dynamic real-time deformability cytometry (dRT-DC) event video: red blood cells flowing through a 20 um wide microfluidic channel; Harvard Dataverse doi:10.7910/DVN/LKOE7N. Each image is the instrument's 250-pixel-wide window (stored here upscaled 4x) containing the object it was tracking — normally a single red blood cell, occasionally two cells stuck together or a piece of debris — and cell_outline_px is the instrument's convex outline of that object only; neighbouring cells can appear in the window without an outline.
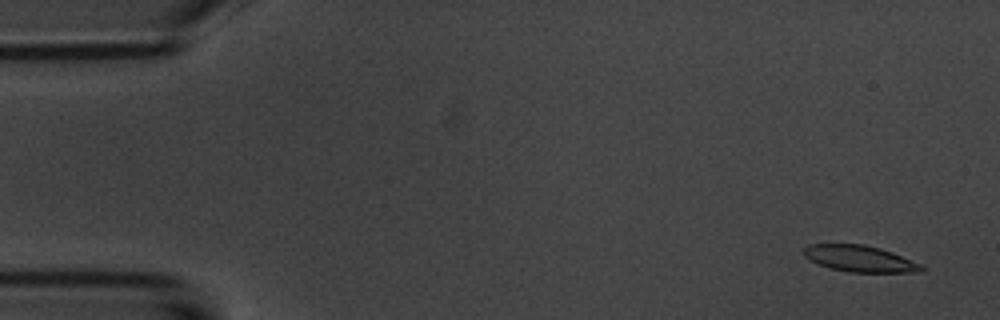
{"species": "common noctule bat (a hibernating species)", "species_latin": "Nyctalus noctula", "temperature_condition": "room temperature", "stored_images_in_passage": 4, "camera_frame_rate_fps": 3000, "um_per_image_px": 0.085, "animal": {"sex": "male", "body_mass_g": 20.1, "forearm_length_mm": 53.5}, "frame": {"image": 1, "passage_image": 1, "time_ms": 0.0, "image_size_px": [1000, 320], "cell_outline_px": [[924, 272], [848, 272], [828, 268], [804, 256], [800, 252], [804, 248], [812, 244], [864, 244], [880, 248], [892, 252], [924, 264]], "centroid_in_image_um": [73.12, 21.99], "position_along_channel_um": 11.9, "area_um2": 18.26}}
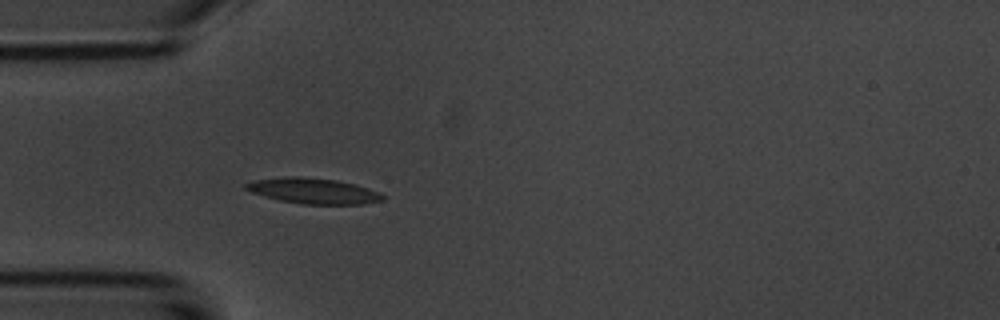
{"frame": {"image": 2, "passage_image": 4, "time_ms": 4.333, "image_size_px": [1000, 320], "cell_outline_px": [[384, 200], [364, 204], [300, 204], [280, 200], [264, 196], [252, 192], [244, 188], [244, 184], [252, 180], [288, 176], [296, 176], [336, 180], [356, 184], [380, 192], [384, 196]], "centroid_in_image_um": [26.63, 16.22], "position_along_channel_um": 58.4, "area_um2": 20.46}}